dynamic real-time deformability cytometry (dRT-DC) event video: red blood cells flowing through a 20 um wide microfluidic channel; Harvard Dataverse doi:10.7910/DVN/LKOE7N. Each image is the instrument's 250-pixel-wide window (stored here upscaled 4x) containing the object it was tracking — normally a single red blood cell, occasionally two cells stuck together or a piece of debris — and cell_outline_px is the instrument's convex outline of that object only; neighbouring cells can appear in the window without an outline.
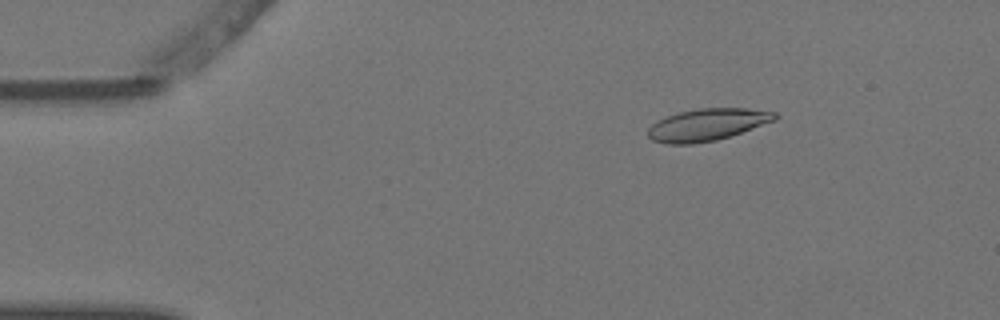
{"species": "Egyptian fruit bat (a non-hibernating species)", "species_latin": "Rousettus aegyptiacus", "temperature_condition": "warm", "stored_images_in_passage": 5, "camera_frame_rate_fps": 3000, "um_per_image_px": 0.085, "animal": {"sex": "female"}, "frame": {"image": 1, "passage_image": 2, "time_ms": 0.333, "image_size_px": [1000, 320], "cell_outline_px": [[780, 116], [776, 120], [716, 140], [692, 144], [668, 144], [652, 140], [648, 136], [648, 128], [652, 124], [668, 116], [680, 112], [700, 108], [748, 108], [776, 112]], "centroid_in_image_um": [60.13, 10.59], "position_along_channel_um": 24.9, "area_um2": 23.47}}
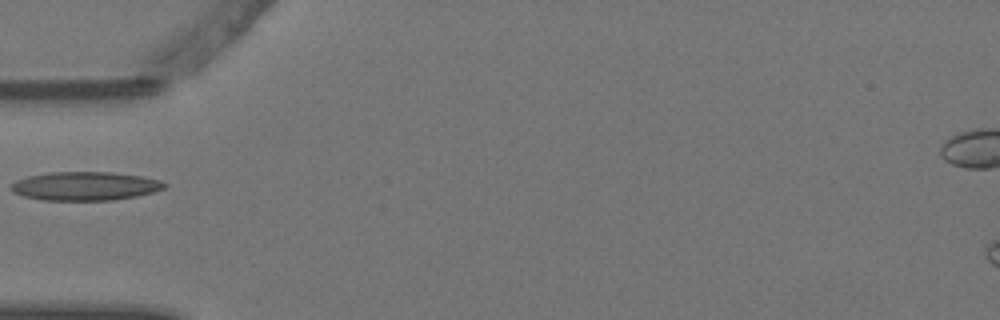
{"frame": {"image": 2, "passage_image": 5, "time_ms": 1.333, "image_size_px": [1000, 320], "cell_outline_px": [[168, 184], [164, 188], [152, 192], [136, 196], [112, 200], [40, 200], [24, 196], [12, 192], [12, 184], [16, 180], [28, 176], [48, 172], [112, 172], [140, 176], [160, 180]], "centroid_in_image_um": [7.22, 15.81], "position_along_channel_um": 77.8, "area_um2": 25.55}}